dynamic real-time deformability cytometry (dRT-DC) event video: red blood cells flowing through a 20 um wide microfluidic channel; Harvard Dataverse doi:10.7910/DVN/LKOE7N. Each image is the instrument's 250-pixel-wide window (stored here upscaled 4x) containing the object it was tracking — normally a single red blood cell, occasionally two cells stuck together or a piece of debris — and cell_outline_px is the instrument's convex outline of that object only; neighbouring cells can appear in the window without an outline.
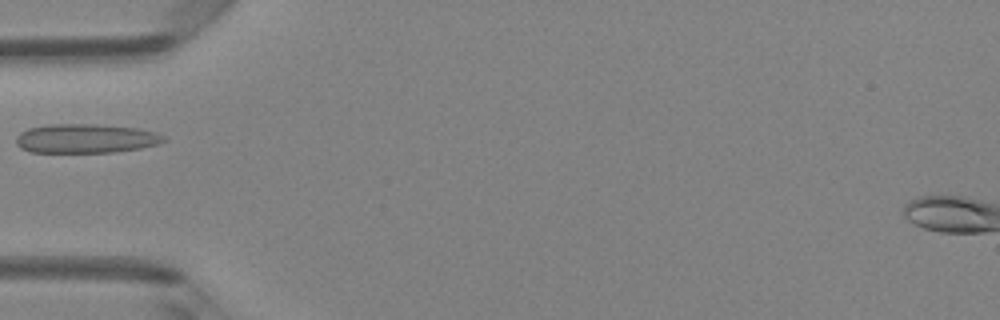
{"species": "Egyptian fruit bat (a non-hibernating species)", "species_latin": "Rousettus aegyptiacus", "temperature_condition": "room temperature", "stored_images_in_passage": 5, "camera_frame_rate_fps": 3000, "um_per_image_px": 0.085, "animal": {"sex": "female"}, "frame": {"image": 1, "passage_image": 5, "time_ms": 1.333, "image_size_px": [1000, 320], "cell_outline_px": [[168, 140], [160, 144], [140, 148], [116, 152], [32, 152], [20, 148], [16, 144], [16, 136], [20, 132], [28, 128], [48, 124], [96, 124], [136, 128], [156, 132], [164, 136]], "centroid_in_image_um": [7.3, 11.77], "position_along_channel_um": 77.7, "area_um2": 25.26}}